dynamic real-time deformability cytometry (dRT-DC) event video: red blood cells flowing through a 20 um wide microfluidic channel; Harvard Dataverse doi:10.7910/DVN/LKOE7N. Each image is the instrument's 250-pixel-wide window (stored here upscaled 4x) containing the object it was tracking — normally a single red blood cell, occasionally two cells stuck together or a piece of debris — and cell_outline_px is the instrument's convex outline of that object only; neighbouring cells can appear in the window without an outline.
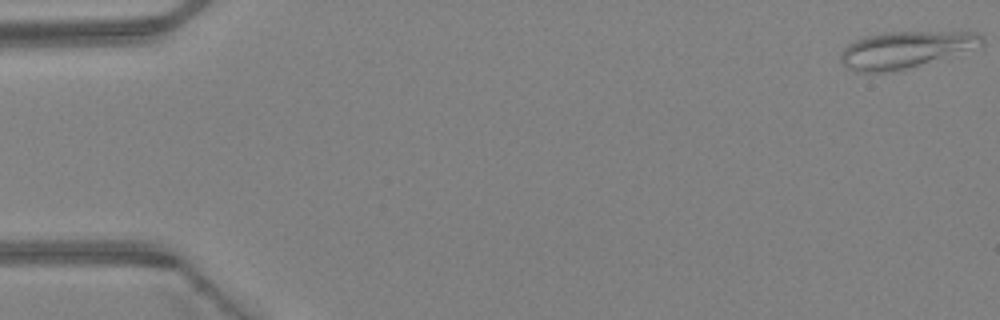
{"species": "Egyptian fruit bat (a non-hibernating species)", "species_latin": "Rousettus aegyptiacus", "temperature_condition": "warm", "stored_images_in_passage": 46, "camera_frame_rate_fps": 3000, "um_per_image_px": 0.085, "animal": {"sex": "female"}, "frame": {"image": 1, "passage_image": 1, "time_ms": 0.0, "image_size_px": [1000, 320], "cell_outline_px": [[984, 44], [904, 68], [888, 72], [856, 72], [848, 68], [840, 60], [840, 52], [848, 44], [864, 36], [880, 32], [980, 32], [984, 36]], "centroid_in_image_um": [76.87, 4.19], "position_along_channel_um": 8.1, "area_um2": 29.42}}
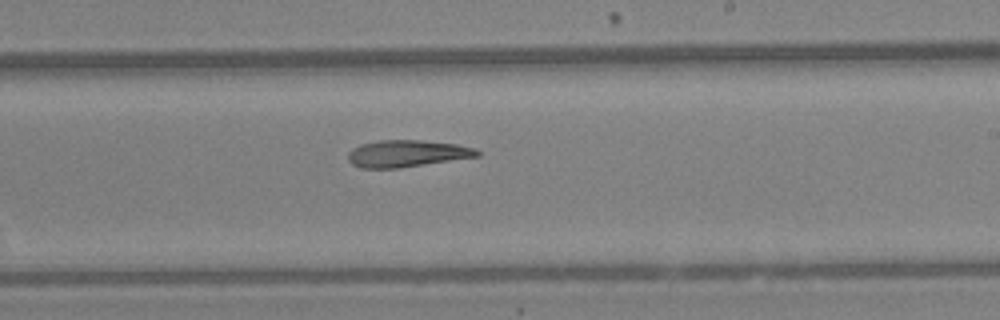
{"frame": {"image": 2, "passage_image": 28, "time_ms": 9.0, "image_size_px": [1000, 320], "cell_outline_px": [[480, 156], [400, 168], [360, 168], [352, 164], [348, 160], [348, 152], [352, 148], [360, 144], [380, 140], [420, 140], [456, 144], [476, 148], [480, 152]], "centroid_in_image_um": [34.58, 13.05], "position_along_channel_um": 254.4, "area_um2": 20.35}}
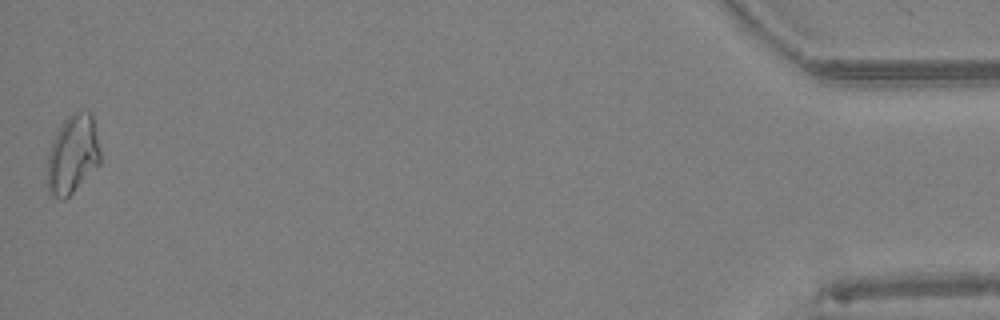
{"frame": {"image": 3, "passage_image": 46, "time_ms": 15.0, "image_size_px": [1000, 320], "cell_outline_px": [[100, 164], [64, 200], [60, 200], [52, 196], [48, 192], [48, 152], [52, 140], [60, 124], [72, 112], [92, 112], [100, 152]], "centroid_in_image_um": [6.16, 13.12], "position_along_channel_um": 429.0, "area_um2": 24.28}}